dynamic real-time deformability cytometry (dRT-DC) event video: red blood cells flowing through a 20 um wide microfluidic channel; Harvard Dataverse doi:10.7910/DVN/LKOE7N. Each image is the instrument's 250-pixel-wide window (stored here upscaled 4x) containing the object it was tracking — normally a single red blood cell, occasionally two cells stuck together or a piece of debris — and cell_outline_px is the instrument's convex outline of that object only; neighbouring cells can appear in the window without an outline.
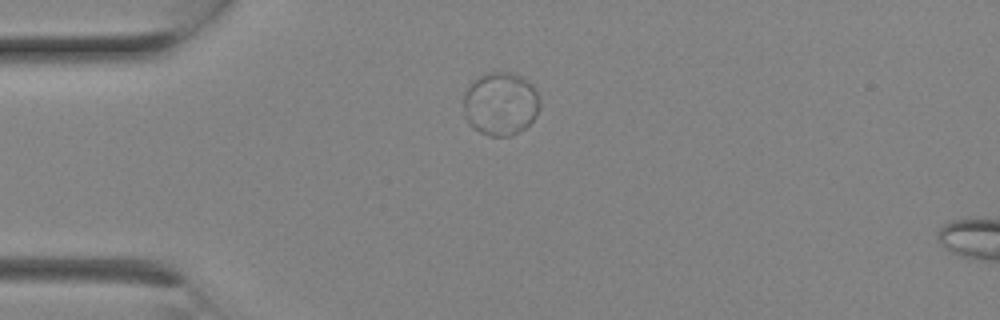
{"species": "Egyptian fruit bat (a non-hibernating species)", "species_latin": "Rousettus aegyptiacus", "temperature_condition": "room temperature", "stored_images_in_passage": 3, "camera_frame_rate_fps": 3000, "um_per_image_px": 0.085, "animal": {"sex": "female"}, "frame": {"image": 1, "passage_image": 3, "time_ms": 0.667, "image_size_px": [1000, 320], "cell_outline_px": [[540, 108], [536, 116], [524, 128], [512, 136], [488, 136], [472, 128], [468, 124], [464, 116], [464, 92], [472, 80], [484, 72], [508, 72], [520, 76], [528, 80], [532, 84], [540, 100]], "centroid_in_image_um": [42.52, 8.82], "position_along_channel_um": 42.5, "area_um2": 28.55}}